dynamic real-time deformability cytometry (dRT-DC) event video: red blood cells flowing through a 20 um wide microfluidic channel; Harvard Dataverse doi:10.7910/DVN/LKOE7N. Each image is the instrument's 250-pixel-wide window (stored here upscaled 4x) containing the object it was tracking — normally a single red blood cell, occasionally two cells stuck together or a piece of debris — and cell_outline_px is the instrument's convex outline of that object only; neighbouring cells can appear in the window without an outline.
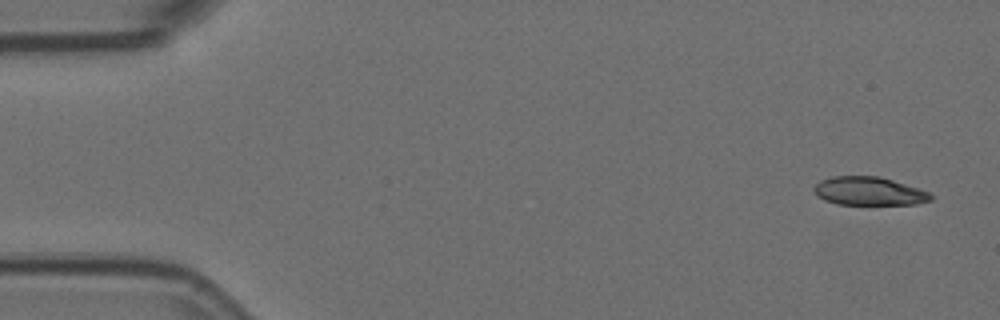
{"species": "Egyptian fruit bat (a non-hibernating species)", "species_latin": "Rousettus aegyptiacus", "temperature_condition": "room temperature", "stored_images_in_passage": 6, "camera_frame_rate_fps": 3000, "um_per_image_px": 0.085, "animal": {"sex": "female"}, "frame": {"image": 1, "passage_image": 1, "time_ms": 0.0, "image_size_px": [1000, 320], "cell_outline_px": [[932, 200], [916, 204], [836, 204], [824, 200], [816, 196], [812, 188], [820, 180], [832, 176], [876, 176], [892, 180], [928, 192], [932, 196]], "centroid_in_image_um": [73.79, 16.25], "position_along_channel_um": 11.2, "area_um2": 19.19}}
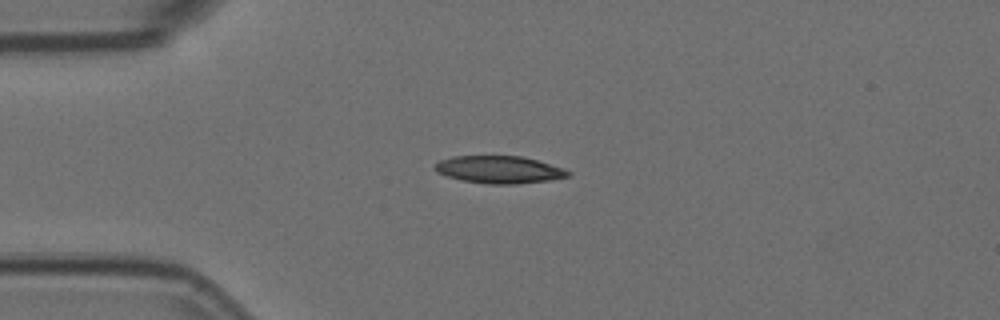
{"frame": {"image": 2, "passage_image": 4, "time_ms": 1.0, "image_size_px": [1000, 320], "cell_outline_px": [[572, 172], [568, 176], [548, 180], [516, 184], [488, 184], [464, 180], [448, 176], [436, 172], [432, 168], [432, 164], [440, 160], [452, 156], [524, 156], [564, 168]], "centroid_in_image_um": [42.4, 14.4], "position_along_channel_um": 42.6, "area_um2": 21.33}}
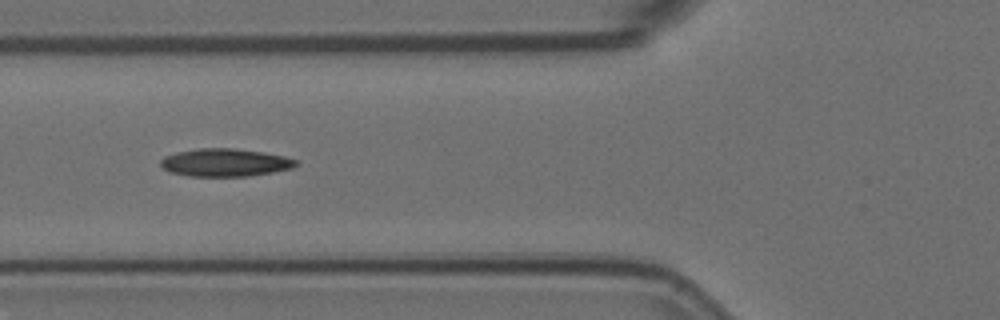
{"frame": {"image": 3, "passage_image": 6, "time_ms": 1.667, "image_size_px": [1000, 320], "cell_outline_px": [[296, 164], [292, 168], [272, 172], [248, 176], [188, 176], [168, 172], [160, 164], [160, 160], [164, 156], [176, 152], [200, 148], [232, 148], [264, 152], [284, 156], [296, 160]], "centroid_in_image_um": [19.09, 13.81], "position_along_channel_um": 106.7, "area_um2": 21.91}}